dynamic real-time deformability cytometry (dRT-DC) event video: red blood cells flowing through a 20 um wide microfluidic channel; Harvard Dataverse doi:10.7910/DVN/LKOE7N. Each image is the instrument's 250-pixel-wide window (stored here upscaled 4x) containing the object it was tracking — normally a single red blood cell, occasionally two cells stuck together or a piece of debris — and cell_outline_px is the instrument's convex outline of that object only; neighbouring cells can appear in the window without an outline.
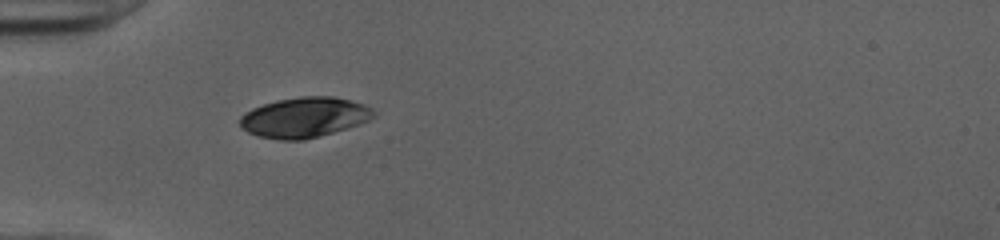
{"species": "human", "species_latin": "Homo sapiens", "temperature_condition": "cold", "stored_images_in_passage": 36, "camera_frame_rate_fps": 3000, "um_per_image_px": 0.085, "donor": {"sex": "female"}, "frame": {"image": 1, "passage_image": 1, "time_ms": 0.0, "image_size_px": [1000, 240], "cell_outline_px": [[376, 116], [360, 124], [320, 136], [304, 140], [280, 140], [260, 136], [248, 132], [240, 128], [240, 116], [252, 108], [276, 100], [300, 96], [332, 96], [352, 100], [364, 104], [372, 108], [376, 112]], "centroid_in_image_um": [25.89, 9.97], "position_along_channel_um": 59.1, "area_um2": 31.5}}
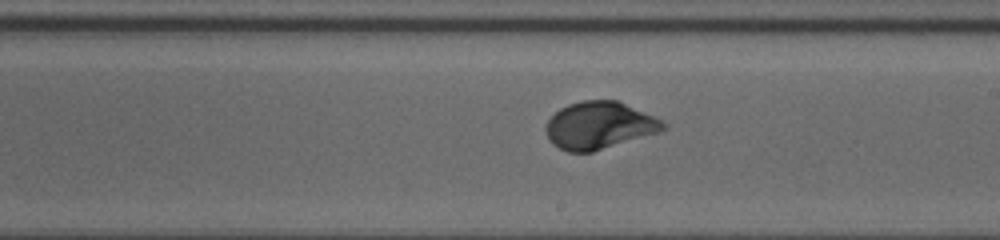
{"frame": {"image": 2, "passage_image": 15, "time_ms": 4.667, "image_size_px": [1000, 240], "cell_outline_px": [[668, 124], [660, 132], [592, 152], [568, 152], [552, 144], [548, 140], [544, 128], [548, 120], [560, 108], [568, 104], [580, 100], [616, 100], [652, 116]], "centroid_in_image_um": [50.89, 10.67], "position_along_channel_um": 238.1, "area_um2": 32.19}}
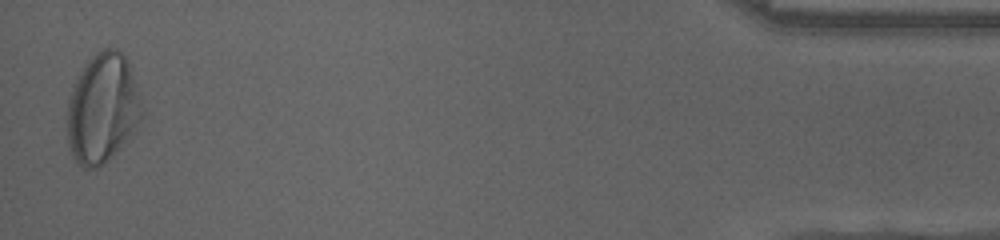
{"frame": {"image": 3, "passage_image": 35, "time_ms": 11.333, "image_size_px": [1000, 240], "cell_outline_px": [[144, 116], [124, 140], [96, 168], [84, 168], [76, 164], [72, 156], [68, 144], [68, 96], [72, 84], [76, 76], [84, 64], [96, 52], [104, 48], [116, 48], [128, 60], [144, 112]], "centroid_in_image_um": [8.67, 9.15], "position_along_channel_um": 426.5, "area_um2": 47.11}, "authors_computed_cell_mechanics": {"area_um2": 32.1657, "velocity_mm_per_s": 4.0027, "shape_relaxation_time_tau1_ms": 2.4116, "shape_relaxation_time_tau2_ms": null, "deformation_change_tau1": 0.1437, "deformation_change_tau2": null}}